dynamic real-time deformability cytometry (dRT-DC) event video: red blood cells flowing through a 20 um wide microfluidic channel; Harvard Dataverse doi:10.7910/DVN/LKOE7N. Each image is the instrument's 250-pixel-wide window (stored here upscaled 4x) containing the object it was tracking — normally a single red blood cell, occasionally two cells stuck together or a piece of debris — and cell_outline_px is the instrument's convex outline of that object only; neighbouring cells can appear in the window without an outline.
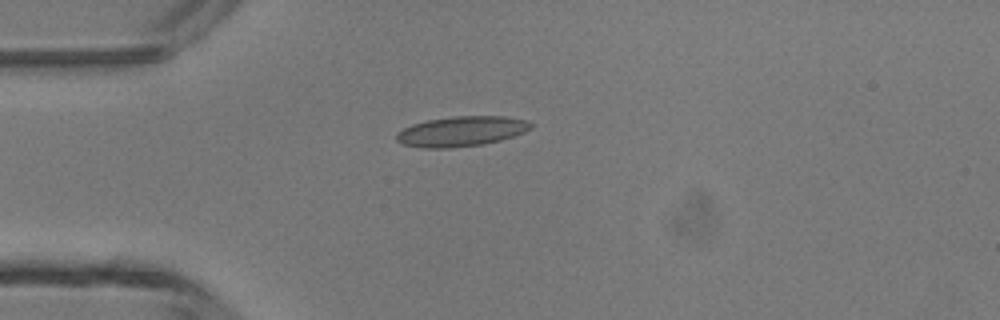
{"species": "common noctule bat (a hibernating species)", "species_latin": "Nyctalus noctula", "temperature_condition": "room temperature", "stored_images_in_passage": 36, "camera_frame_rate_fps": 3000, "um_per_image_px": 0.085, "animal": {"sex": "male", "body_mass_g": 13.3}, "frame": {"image": 1, "passage_image": 1, "time_ms": 0.0, "image_size_px": [1000, 320], "cell_outline_px": [[532, 128], [524, 132], [500, 140], [484, 144], [452, 148], [424, 148], [404, 144], [396, 140], [396, 132], [412, 124], [428, 120], [452, 116], [504, 116], [524, 120], [532, 124]], "centroid_in_image_um": [39.19, 11.16], "position_along_channel_um": 45.8, "area_um2": 23.47}}
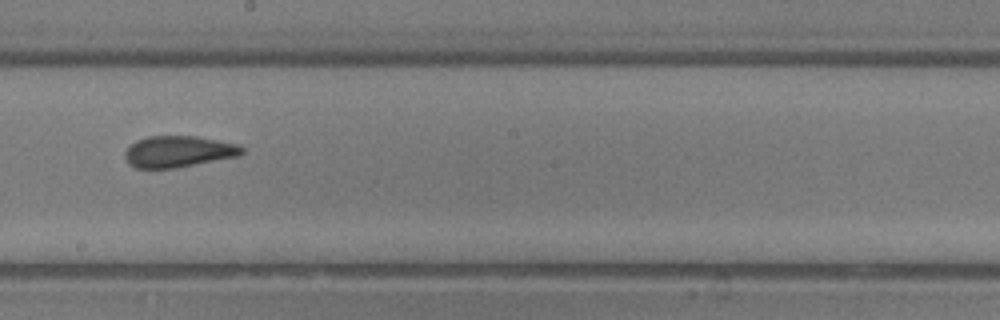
{"frame": {"image": 2, "passage_image": 15, "time_ms": 4.667, "image_size_px": [1000, 320], "cell_outline_px": [[244, 152], [240, 156], [176, 168], [136, 168], [128, 164], [124, 156], [124, 152], [136, 140], [148, 136], [196, 136], [240, 144], [244, 148]], "centroid_in_image_um": [15.19, 12.88], "position_along_channel_um": 233.0, "area_um2": 21.62}}
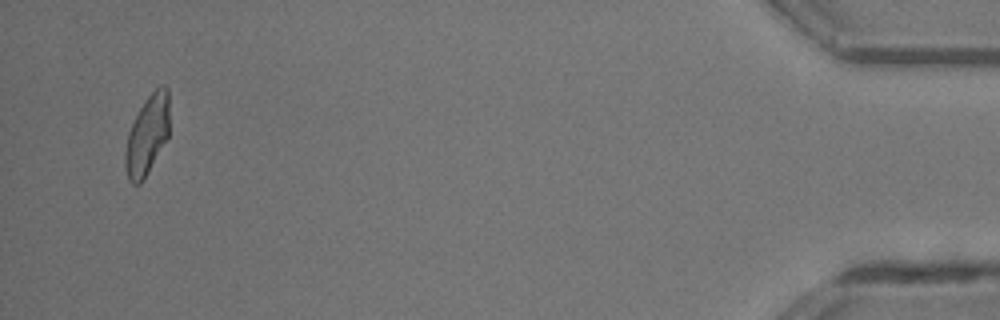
{"frame": {"image": 3, "passage_image": 34, "time_ms": 11.0, "image_size_px": [1000, 320], "cell_outline_px": [[168, 136], [144, 180], [140, 184], [132, 184], [128, 180], [124, 164], [124, 156], [128, 132], [144, 100], [160, 84], [164, 84], [168, 88]], "centroid_in_image_um": [12.5, 11.5], "position_along_channel_um": 422.7, "area_um2": 20.4}, "authors_computed_cell_mechanics": {"area_um2": 21.4438, "velocity_mm_per_s": 4.367, "shape_relaxation_time_tau1_ms": 8.8347, "shape_relaxation_time_tau2_ms": 1.2969, "deformation_change_tau1": 0.1967, "deformation_change_tau2": 0.0705}}